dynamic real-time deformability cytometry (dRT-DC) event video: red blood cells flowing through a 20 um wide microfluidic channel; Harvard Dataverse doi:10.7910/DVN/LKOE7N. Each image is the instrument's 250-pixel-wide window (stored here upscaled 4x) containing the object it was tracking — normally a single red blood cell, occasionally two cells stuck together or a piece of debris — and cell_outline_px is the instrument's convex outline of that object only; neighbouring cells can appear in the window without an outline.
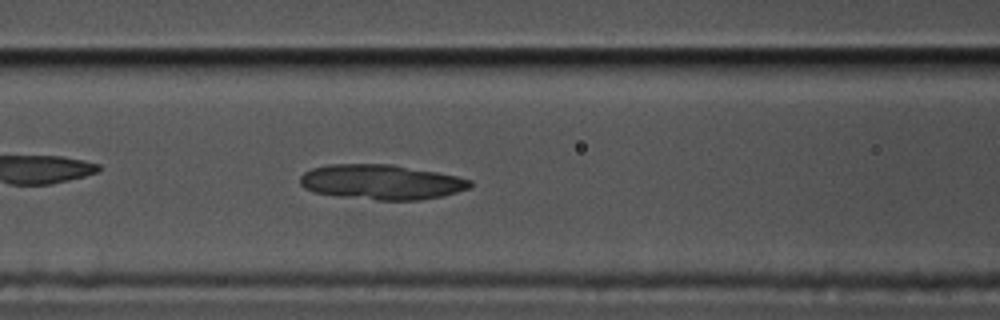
{"species": "common noctule bat (a hibernating species)", "species_latin": "Nyctalus noctula", "temperature_condition": "cold", "stored_images_in_passage": 46, "camera_frame_rate_fps": 3000, "um_per_image_px": 0.085, "animal": {"sex": "male", "body_mass_g": 17.5, "forearm_length_mm": 52.3}, "frame": {"image": 1, "passage_image": 12, "time_ms": 3.667, "image_size_px": [1000, 320], "cell_outline_px": [[472, 184], [468, 188], [456, 192], [440, 196], [420, 200], [376, 200], [344, 196], [316, 192], [304, 188], [300, 184], [300, 176], [304, 172], [312, 168], [328, 164], [392, 164], [436, 172], [456, 176], [472, 180]], "centroid_in_image_um": [32.4, 15.46], "position_along_channel_um": 134.2, "area_um2": 34.33}}
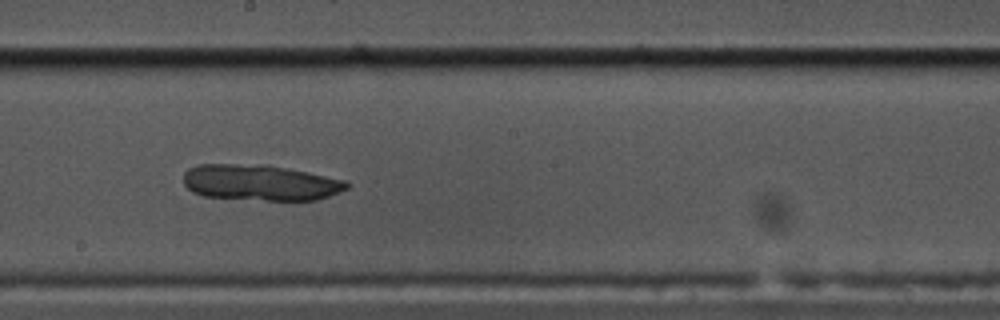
{"frame": {"image": 2, "passage_image": 20, "time_ms": 6.333, "image_size_px": [1000, 320], "cell_outline_px": [[348, 188], [340, 192], [316, 200], [264, 200], [204, 196], [192, 192], [184, 184], [184, 172], [188, 168], [196, 164], [268, 164], [348, 180]], "centroid_in_image_um": [22.12, 15.51], "position_along_channel_um": 226.1, "area_um2": 34.39}}
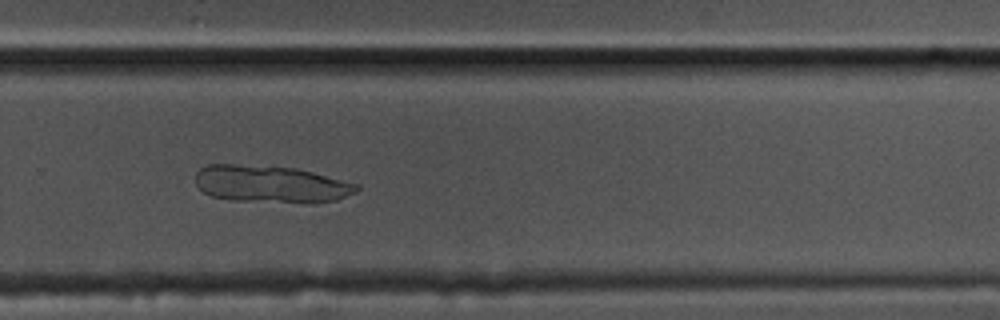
{"frame": {"image": 3, "passage_image": 27, "time_ms": 8.667, "image_size_px": [1000, 320], "cell_outline_px": [[360, 188], [356, 192], [336, 200], [316, 204], [308, 204], [232, 200], [212, 196], [204, 192], [196, 184], [196, 172], [200, 168], [208, 164], [236, 164], [296, 168], [312, 172], [356, 184]], "centroid_in_image_um": [23.02, 15.67], "position_along_channel_um": 306.8, "area_um2": 35.14}}